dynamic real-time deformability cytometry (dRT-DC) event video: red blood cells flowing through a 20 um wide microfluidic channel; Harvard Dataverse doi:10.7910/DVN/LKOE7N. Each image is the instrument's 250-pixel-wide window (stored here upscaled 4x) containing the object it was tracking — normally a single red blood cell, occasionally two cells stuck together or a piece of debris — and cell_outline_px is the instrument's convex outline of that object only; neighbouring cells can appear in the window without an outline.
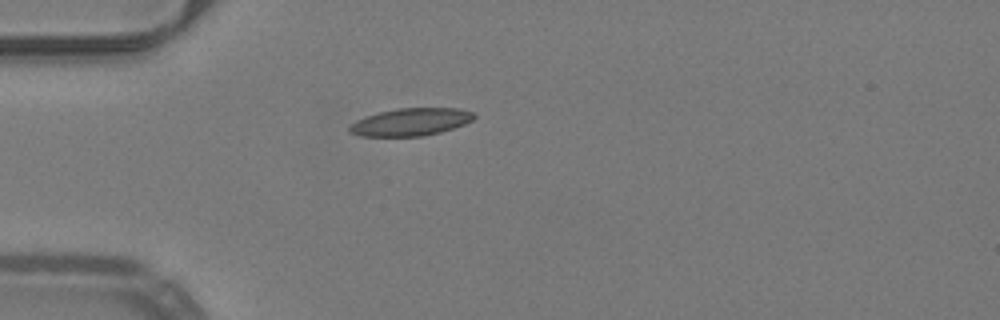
{"species": "common noctule bat (a hibernating species)", "species_latin": "Nyctalus noctula", "temperature_condition": "warm", "stored_images_in_passage": 38, "camera_frame_rate_fps": 3000, "um_per_image_px": 0.085, "animal": {"sex": "male", "body_mass_g": 19.2, "forearm_length_mm": 51.8}, "frame": {"image": 1, "passage_image": 1, "time_ms": 0.0, "image_size_px": [1000, 320], "cell_outline_px": [[476, 116], [472, 120], [464, 124], [440, 132], [420, 136], [360, 136], [348, 132], [348, 128], [356, 120], [380, 112], [396, 108], [460, 108], [472, 112]], "centroid_in_image_um": [34.91, 10.36], "position_along_channel_um": 50.1, "area_um2": 19.83}}
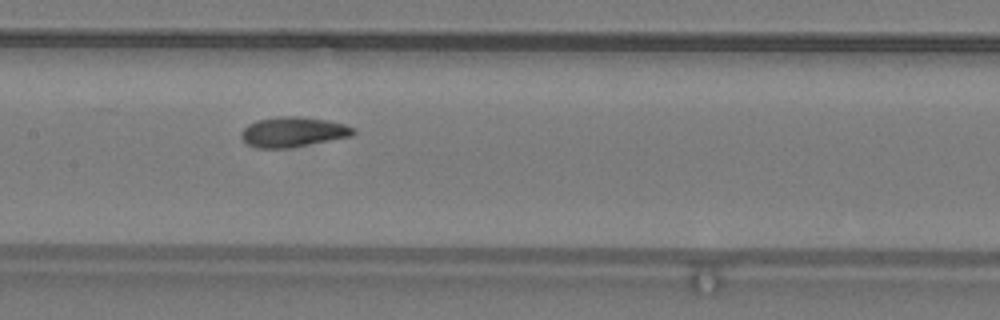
{"frame": {"image": 2, "passage_image": 12, "time_ms": 3.667, "image_size_px": [1000, 320], "cell_outline_px": [[356, 132], [352, 136], [288, 148], [256, 148], [248, 144], [240, 136], [240, 132], [248, 124], [256, 120], [276, 116], [304, 116], [328, 120], [344, 124], [356, 128]], "centroid_in_image_um": [24.91, 11.2], "position_along_channel_um": 182.5, "area_um2": 19.83}}
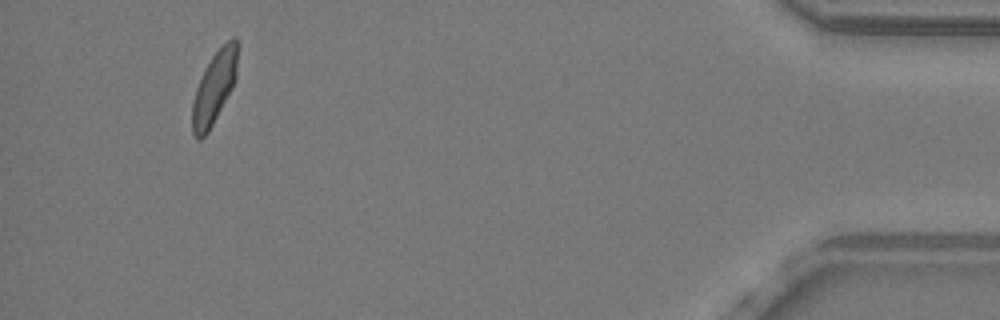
{"frame": {"image": 3, "passage_image": 35, "time_ms": 11.333, "image_size_px": [1000, 320], "cell_outline_px": [[240, 44], [236, 76], [232, 88], [208, 132], [200, 140], [196, 140], [192, 132], [192, 100], [196, 88], [204, 68], [212, 56], [232, 36], [236, 36]], "centroid_in_image_um": [18.23, 7.4], "position_along_channel_um": 417.0, "area_um2": 19.36}, "authors_computed_cell_mechanics": {"area_um2": 19.3341, "velocity_mm_per_s": 3.9907, "shape_relaxation_time_tau1_ms": 4.5856, "shape_relaxation_time_tau2_ms": 1.4806, "deformation_change_tau1": 0.151, "deformation_change_tau2": 0.0803}}